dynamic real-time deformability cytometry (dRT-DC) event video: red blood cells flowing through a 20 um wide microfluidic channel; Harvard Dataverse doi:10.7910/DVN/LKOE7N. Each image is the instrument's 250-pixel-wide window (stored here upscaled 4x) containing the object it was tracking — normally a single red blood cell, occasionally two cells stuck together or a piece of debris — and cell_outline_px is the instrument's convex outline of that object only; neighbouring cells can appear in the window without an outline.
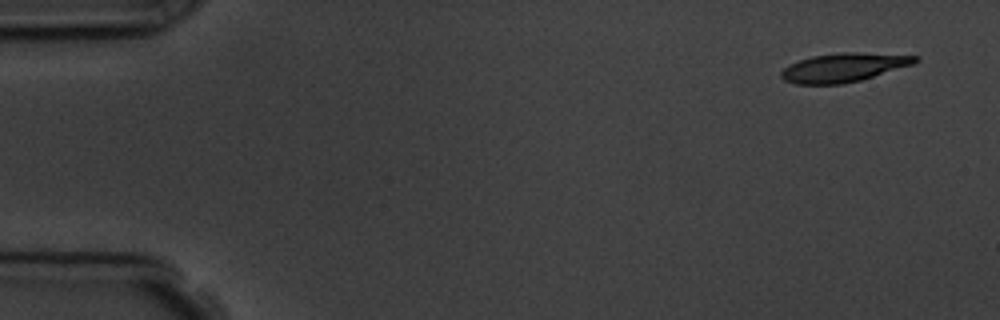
{"species": "common noctule bat (a hibernating species)", "species_latin": "Nyctalus noctula", "temperature_condition": "room temperature", "stored_images_in_passage": 8, "camera_frame_rate_fps": 3000, "um_per_image_px": 0.085, "animal": {"sex": "male", "body_mass_g": 19.5, "forearm_length_mm": 54.6}, "frame": {"image": 1, "passage_image": 1, "time_ms": 0.0, "image_size_px": [1000, 320], "cell_outline_px": [[920, 60], [912, 64], [860, 80], [844, 84], [796, 84], [784, 80], [780, 76], [780, 72], [784, 68], [800, 60], [812, 56], [840, 52], [856, 52], [920, 56]], "centroid_in_image_um": [71.7, 5.73], "position_along_channel_um": 13.3, "area_um2": 22.25}}
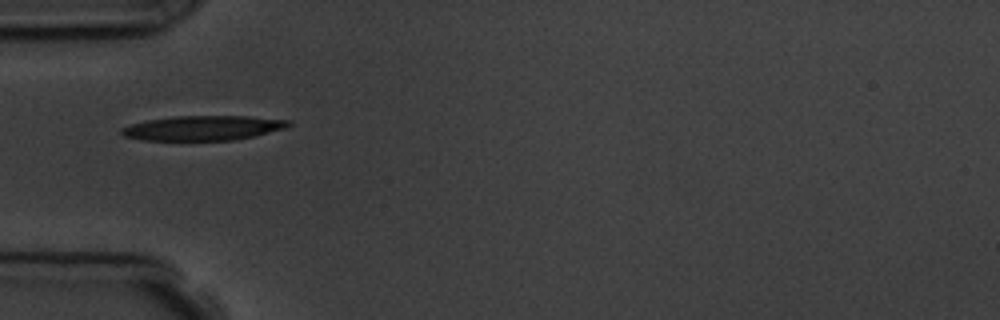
{"frame": {"image": 2, "passage_image": 5, "time_ms": 4.667, "image_size_px": [1000, 320], "cell_outline_px": [[292, 124], [284, 128], [252, 136], [232, 140], [144, 140], [124, 136], [120, 132], [120, 128], [132, 124], [148, 120], [172, 116], [248, 116], [292, 120]], "centroid_in_image_um": [17.25, 10.87], "position_along_channel_um": 67.8, "area_um2": 23.87}}